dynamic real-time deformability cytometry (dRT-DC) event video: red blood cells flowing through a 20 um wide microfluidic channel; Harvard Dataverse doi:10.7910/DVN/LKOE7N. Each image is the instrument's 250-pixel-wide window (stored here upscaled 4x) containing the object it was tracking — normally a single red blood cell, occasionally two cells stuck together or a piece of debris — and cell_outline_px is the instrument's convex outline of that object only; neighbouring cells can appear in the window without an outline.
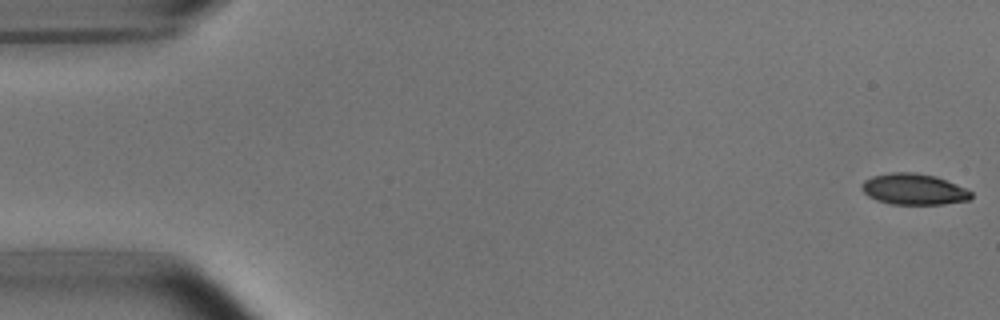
{"species": "common noctule bat (a hibernating species)", "species_latin": "Nyctalus noctula", "temperature_condition": "room temperature", "stored_images_in_passage": 47, "camera_frame_rate_fps": 3000, "um_per_image_px": 0.085, "animal": {"sex": "male", "body_mass_g": 15.6}, "frame": {"image": 1, "passage_image": 1, "time_ms": 0.0, "image_size_px": [1000, 320], "cell_outline_px": [[972, 196], [968, 200], [944, 204], [892, 204], [876, 200], [868, 196], [860, 188], [860, 184], [864, 180], [872, 176], [892, 172], [916, 172], [936, 176], [956, 184], [972, 192]], "centroid_in_image_um": [77.64, 16.07], "position_along_channel_um": 7.4, "area_um2": 19.88}}
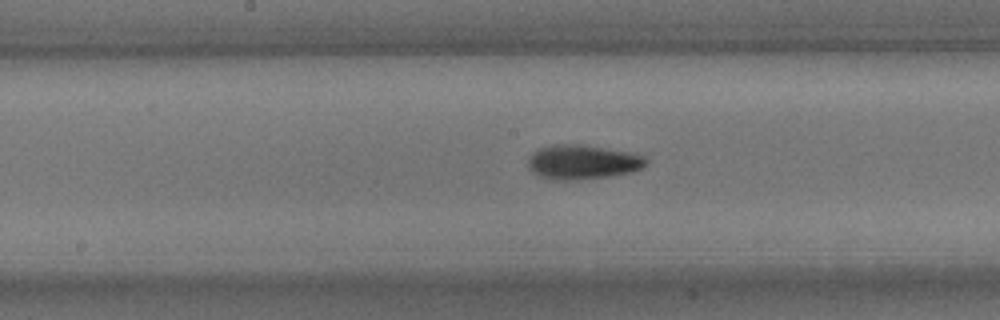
{"frame": {"image": 2, "passage_image": 27, "time_ms": 8.667, "image_size_px": [1000, 320], "cell_outline_px": [[648, 164], [632, 172], [612, 176], [568, 180], [552, 180], [540, 176], [532, 172], [528, 168], [528, 160], [532, 152], [540, 148], [552, 144], [580, 144], [624, 152], [644, 156], [648, 160]], "centroid_in_image_um": [49.48, 13.78], "position_along_channel_um": 198.7, "area_um2": 23.52}}
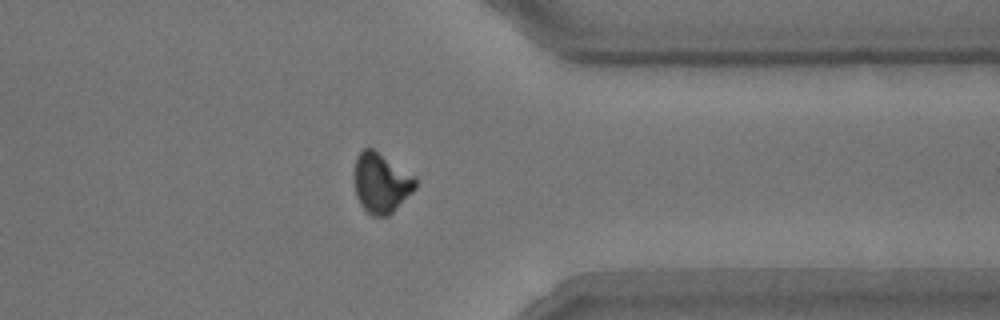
{"frame": {"image": 3, "passage_image": 42, "time_ms": 13.667, "image_size_px": [1000, 320], "cell_outline_px": [[416, 188], [388, 216], [372, 216], [360, 204], [356, 196], [352, 180], [356, 156], [364, 148], [372, 148], [416, 176]], "centroid_in_image_um": [32.36, 15.54], "position_along_channel_um": 379.0, "area_um2": 21.56}}